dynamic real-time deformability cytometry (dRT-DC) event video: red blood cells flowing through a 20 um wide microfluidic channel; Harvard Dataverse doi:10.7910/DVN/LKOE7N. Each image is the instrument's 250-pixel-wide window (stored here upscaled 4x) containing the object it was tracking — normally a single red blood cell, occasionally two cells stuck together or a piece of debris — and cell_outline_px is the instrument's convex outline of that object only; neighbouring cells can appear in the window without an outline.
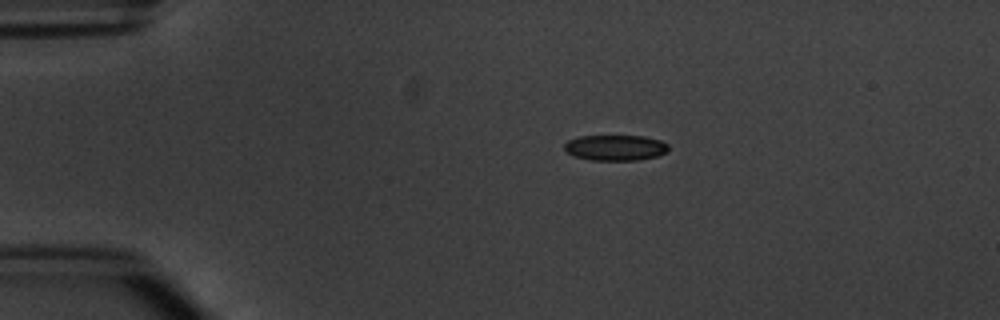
{"species": "common noctule bat (a hibernating species)", "species_latin": "Nyctalus noctula", "temperature_condition": "warm", "stored_images_in_passage": 4, "camera_frame_rate_fps": 3000, "um_per_image_px": 0.085, "animal": {"sex": "male", "body_mass_g": 20.1, "forearm_length_mm": 53.5}, "frame": {"image": 1, "passage_image": 1, "time_ms": 0.0, "image_size_px": [1000, 320], "cell_outline_px": [[668, 152], [656, 156], [640, 160], [592, 160], [572, 156], [564, 148], [564, 144], [568, 140], [580, 136], [644, 136], [660, 140], [668, 144]], "centroid_in_image_um": [52.31, 12.55], "position_along_channel_um": 32.7, "area_um2": 15.61}}
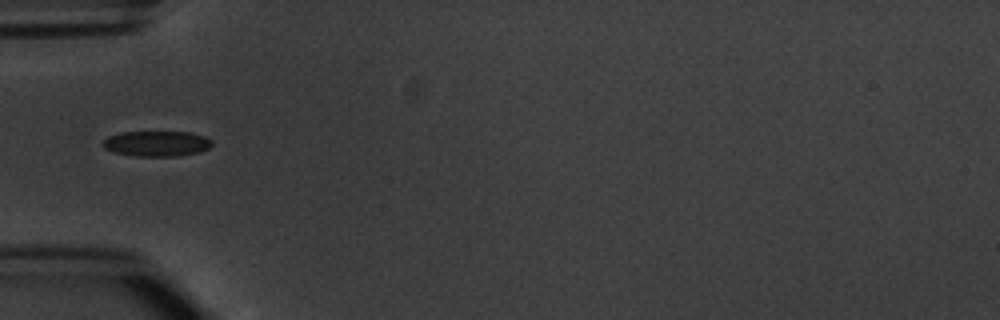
{"frame": {"image": 2, "passage_image": 3, "time_ms": 2.333, "image_size_px": [1000, 320], "cell_outline_px": [[212, 144], [208, 148], [200, 152], [176, 156], [136, 156], [112, 152], [104, 148], [100, 144], [108, 136], [120, 132], [188, 132], [204, 136], [212, 140]], "centroid_in_image_um": [13.28, 12.21], "position_along_channel_um": 71.7, "area_um2": 16.24}}